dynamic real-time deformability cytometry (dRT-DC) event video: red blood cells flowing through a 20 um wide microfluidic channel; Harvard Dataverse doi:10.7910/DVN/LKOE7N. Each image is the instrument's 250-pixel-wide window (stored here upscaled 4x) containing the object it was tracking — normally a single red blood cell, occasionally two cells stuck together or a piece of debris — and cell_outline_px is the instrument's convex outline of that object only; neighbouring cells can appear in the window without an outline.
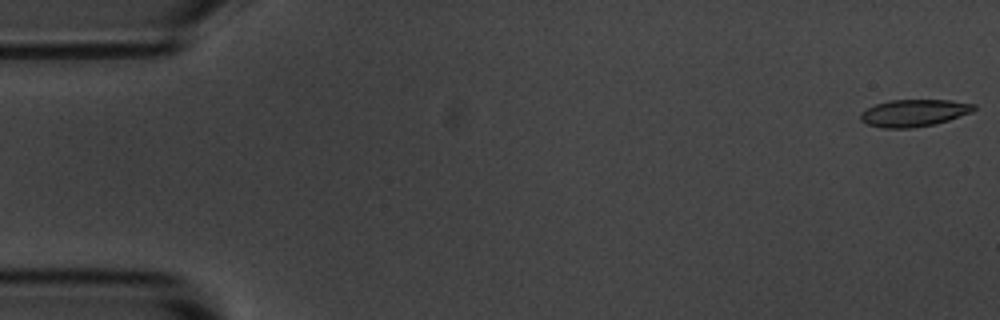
{"species": "common noctule bat (a hibernating species)", "species_latin": "Nyctalus noctula", "temperature_condition": "room temperature", "stored_images_in_passage": 56, "camera_frame_rate_fps": 3000, "um_per_image_px": 0.085, "animal": {"sex": "male", "body_mass_g": 20.1, "forearm_length_mm": 53.5}, "frame": {"image": 1, "passage_image": 1, "time_ms": 0.0, "image_size_px": [1000, 320], "cell_outline_px": [[976, 108], [972, 112], [936, 124], [912, 128], [884, 128], [868, 124], [860, 120], [860, 112], [876, 104], [888, 100], [952, 100], [976, 104]], "centroid_in_image_um": [77.7, 9.6], "position_along_channel_um": 7.3, "area_um2": 17.98}}
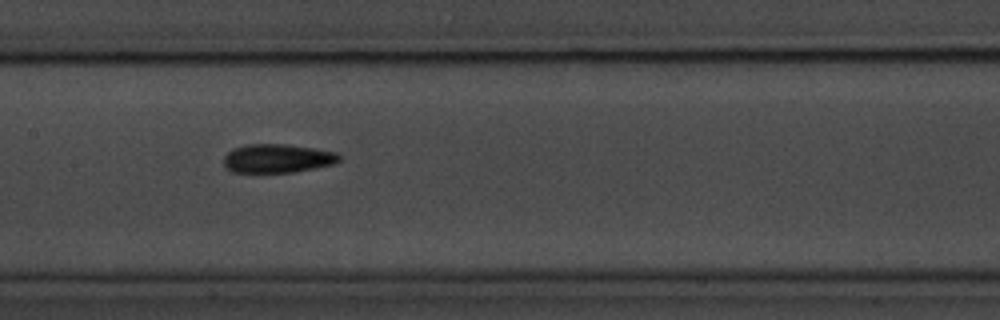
{"frame": {"image": 2, "passage_image": 27, "time_ms": 8.667, "image_size_px": [1000, 320], "cell_outline_px": [[340, 160], [336, 164], [296, 172], [232, 172], [224, 168], [224, 156], [232, 148], [248, 144], [284, 144], [312, 148], [336, 152], [340, 156]], "centroid_in_image_um": [23.57, 13.47], "position_along_channel_um": 183.8, "area_um2": 19.48}}
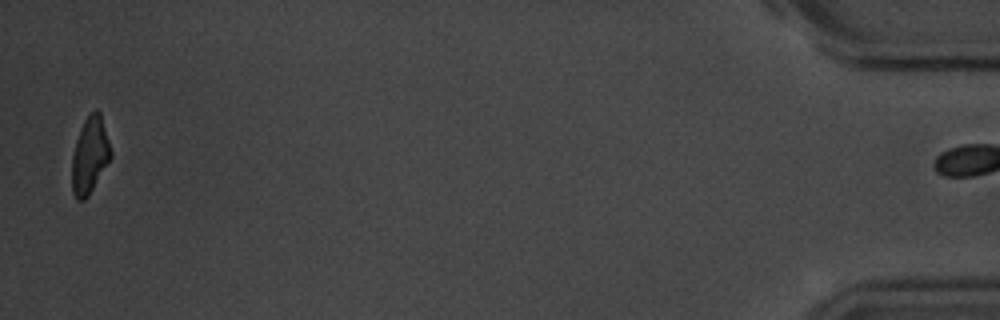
{"frame": {"image": 3, "passage_image": 55, "time_ms": 18.0, "image_size_px": [1000, 320], "cell_outline_px": [[112, 156], [88, 196], [84, 200], [76, 200], [72, 192], [72, 156], [76, 140], [80, 128], [84, 120], [96, 108], [100, 112], [112, 152]], "centroid_in_image_um": [7.63, 13.21], "position_along_channel_um": 427.6, "area_um2": 17.22}, "authors_computed_cell_mechanics": {"area_um2": 18.4382, "velocity_mm_per_s": 3.5989, "shape_relaxation_time_tau1_ms": 3.4387, "shape_relaxation_time_tau2_ms": 3.1827, "deformation_change_tau1": 0.122, "deformation_change_tau2": 0.0866}}